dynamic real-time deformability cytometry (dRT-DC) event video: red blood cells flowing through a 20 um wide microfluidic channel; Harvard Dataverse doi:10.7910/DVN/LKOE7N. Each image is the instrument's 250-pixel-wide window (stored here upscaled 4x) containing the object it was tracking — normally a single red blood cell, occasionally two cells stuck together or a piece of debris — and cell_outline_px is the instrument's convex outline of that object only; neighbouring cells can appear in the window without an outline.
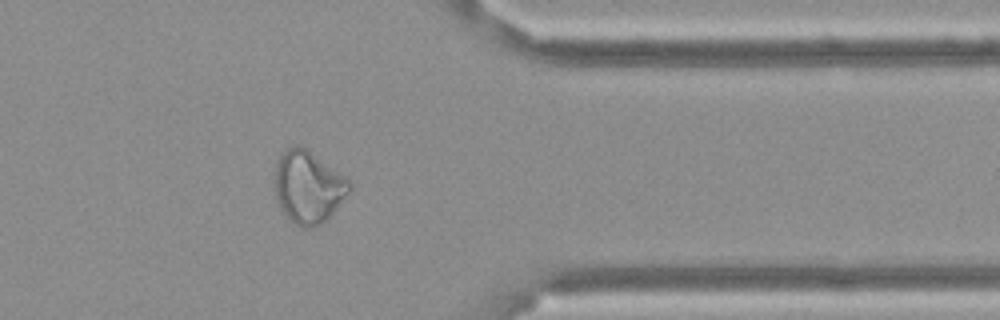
{"species": "Egyptian fruit bat (a non-hibernating species)", "species_latin": "Rousettus aegyptiacus", "temperature_condition": "cold", "stored_images_in_passage": 9, "camera_frame_rate_fps": 3000, "um_per_image_px": 0.085, "frame": {"image": 1, "passage_image": 9, "time_ms": 2.667, "image_size_px": [1000, 320], "cell_outline_px": [[352, 188], [332, 212], [320, 224], [312, 228], [304, 228], [288, 220], [280, 208], [276, 200], [272, 188], [276, 160], [288, 148], [296, 144], [300, 144], [312, 152], [344, 176], [352, 184]], "centroid_in_image_um": [26.12, 15.88], "position_along_channel_um": 385.3, "area_um2": 31.67}}